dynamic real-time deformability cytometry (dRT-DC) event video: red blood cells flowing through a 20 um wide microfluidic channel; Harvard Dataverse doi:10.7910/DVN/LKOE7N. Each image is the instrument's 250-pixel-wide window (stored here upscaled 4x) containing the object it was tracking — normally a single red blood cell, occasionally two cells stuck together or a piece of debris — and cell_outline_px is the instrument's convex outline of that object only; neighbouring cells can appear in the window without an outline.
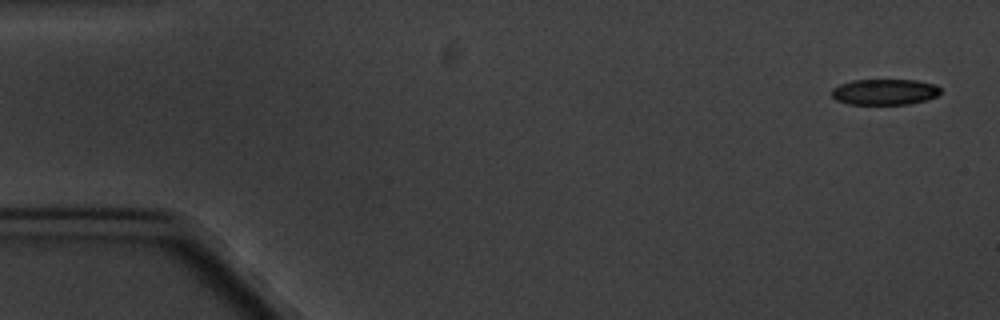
{"species": "common noctule bat (a hibernating species)", "species_latin": "Nyctalus noctula", "temperature_condition": "cold", "stored_images_in_passage": 5, "camera_frame_rate_fps": 3000, "um_per_image_px": 0.085, "animal": {"sex": "male", "body_mass_g": 20.1, "forearm_length_mm": 53.5}, "frame": {"image": 1, "passage_image": 1, "time_ms": 0.0, "image_size_px": [1000, 320], "cell_outline_px": [[940, 92], [936, 96], [924, 100], [908, 104], [848, 104], [836, 100], [832, 96], [832, 88], [840, 84], [852, 80], [916, 80], [936, 84], [940, 88]], "centroid_in_image_um": [75.18, 7.8], "position_along_channel_um": 9.8, "area_um2": 16.36}}
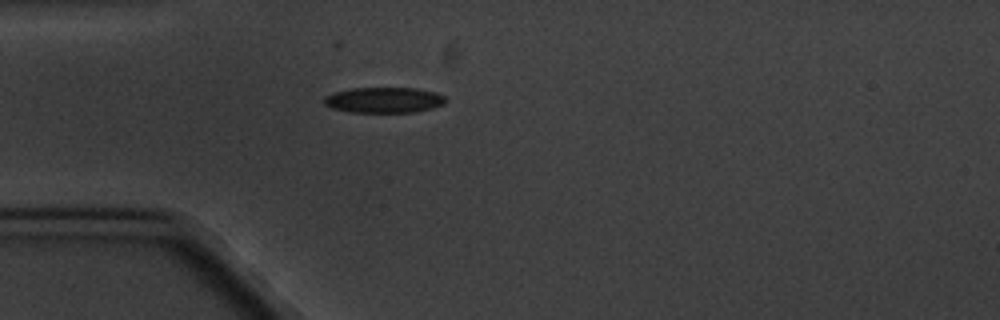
{"frame": {"image": 2, "passage_image": 5, "time_ms": 4.667, "image_size_px": [1000, 320], "cell_outline_px": [[448, 100], [444, 104], [432, 108], [416, 112], [348, 112], [332, 108], [324, 104], [324, 96], [332, 92], [352, 88], [416, 88], [436, 92], [444, 96]], "centroid_in_image_um": [32.64, 8.5], "position_along_channel_um": 52.4, "area_um2": 18.32}}